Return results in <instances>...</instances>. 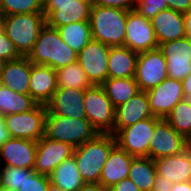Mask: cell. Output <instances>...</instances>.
Returning <instances> with one entry per match:
<instances>
[{
  "instance_id": "6da1fadb",
  "label": "cell",
  "mask_w": 191,
  "mask_h": 191,
  "mask_svg": "<svg viewBox=\"0 0 191 191\" xmlns=\"http://www.w3.org/2000/svg\"><path fill=\"white\" fill-rule=\"evenodd\" d=\"M115 145L114 135L98 133L93 139L74 149L73 157L84 183H99L103 165Z\"/></svg>"
},
{
  "instance_id": "7a4b0ae2",
  "label": "cell",
  "mask_w": 191,
  "mask_h": 191,
  "mask_svg": "<svg viewBox=\"0 0 191 191\" xmlns=\"http://www.w3.org/2000/svg\"><path fill=\"white\" fill-rule=\"evenodd\" d=\"M77 57L78 54L61 39L59 31L47 24L27 56L34 65H47L55 70L77 61Z\"/></svg>"
},
{
  "instance_id": "3957f363",
  "label": "cell",
  "mask_w": 191,
  "mask_h": 191,
  "mask_svg": "<svg viewBox=\"0 0 191 191\" xmlns=\"http://www.w3.org/2000/svg\"><path fill=\"white\" fill-rule=\"evenodd\" d=\"M128 11L92 5L89 23L92 39L109 47L124 46Z\"/></svg>"
},
{
  "instance_id": "277c9868",
  "label": "cell",
  "mask_w": 191,
  "mask_h": 191,
  "mask_svg": "<svg viewBox=\"0 0 191 191\" xmlns=\"http://www.w3.org/2000/svg\"><path fill=\"white\" fill-rule=\"evenodd\" d=\"M45 25L46 17L43 13L0 16V27L21 56L29 55Z\"/></svg>"
},
{
  "instance_id": "5b68a950",
  "label": "cell",
  "mask_w": 191,
  "mask_h": 191,
  "mask_svg": "<svg viewBox=\"0 0 191 191\" xmlns=\"http://www.w3.org/2000/svg\"><path fill=\"white\" fill-rule=\"evenodd\" d=\"M98 134L88 119L69 118L52 114L45 117V137L72 145L74 148L93 139Z\"/></svg>"
},
{
  "instance_id": "8992f818",
  "label": "cell",
  "mask_w": 191,
  "mask_h": 191,
  "mask_svg": "<svg viewBox=\"0 0 191 191\" xmlns=\"http://www.w3.org/2000/svg\"><path fill=\"white\" fill-rule=\"evenodd\" d=\"M86 118L98 133H111L115 124V108L101 85L85 90L83 98Z\"/></svg>"
},
{
  "instance_id": "52a82bcc",
  "label": "cell",
  "mask_w": 191,
  "mask_h": 191,
  "mask_svg": "<svg viewBox=\"0 0 191 191\" xmlns=\"http://www.w3.org/2000/svg\"><path fill=\"white\" fill-rule=\"evenodd\" d=\"M47 106L37 104L25 113L5 115L7 129L12 138L38 141L45 135V117Z\"/></svg>"
},
{
  "instance_id": "ba28073f",
  "label": "cell",
  "mask_w": 191,
  "mask_h": 191,
  "mask_svg": "<svg viewBox=\"0 0 191 191\" xmlns=\"http://www.w3.org/2000/svg\"><path fill=\"white\" fill-rule=\"evenodd\" d=\"M154 126L155 117H151L123 128L114 135L116 144L133 157H149Z\"/></svg>"
},
{
  "instance_id": "9c48e42d",
  "label": "cell",
  "mask_w": 191,
  "mask_h": 191,
  "mask_svg": "<svg viewBox=\"0 0 191 191\" xmlns=\"http://www.w3.org/2000/svg\"><path fill=\"white\" fill-rule=\"evenodd\" d=\"M189 141L179 134L166 119L155 117L154 132L149 145V158L153 160L182 153Z\"/></svg>"
},
{
  "instance_id": "30bf717a",
  "label": "cell",
  "mask_w": 191,
  "mask_h": 191,
  "mask_svg": "<svg viewBox=\"0 0 191 191\" xmlns=\"http://www.w3.org/2000/svg\"><path fill=\"white\" fill-rule=\"evenodd\" d=\"M167 77V63L158 48L138 53L134 79L140 91L153 89Z\"/></svg>"
},
{
  "instance_id": "8fae6325",
  "label": "cell",
  "mask_w": 191,
  "mask_h": 191,
  "mask_svg": "<svg viewBox=\"0 0 191 191\" xmlns=\"http://www.w3.org/2000/svg\"><path fill=\"white\" fill-rule=\"evenodd\" d=\"M110 47L91 39L78 53L77 61L92 85H102L108 79Z\"/></svg>"
},
{
  "instance_id": "7c38bea8",
  "label": "cell",
  "mask_w": 191,
  "mask_h": 191,
  "mask_svg": "<svg viewBox=\"0 0 191 191\" xmlns=\"http://www.w3.org/2000/svg\"><path fill=\"white\" fill-rule=\"evenodd\" d=\"M158 45L150 20L135 9L129 10L124 46L136 53H142L157 49Z\"/></svg>"
},
{
  "instance_id": "4fadbf2b",
  "label": "cell",
  "mask_w": 191,
  "mask_h": 191,
  "mask_svg": "<svg viewBox=\"0 0 191 191\" xmlns=\"http://www.w3.org/2000/svg\"><path fill=\"white\" fill-rule=\"evenodd\" d=\"M167 63L168 78L182 81L191 73V39L187 36L158 45Z\"/></svg>"
},
{
  "instance_id": "5bb4252c",
  "label": "cell",
  "mask_w": 191,
  "mask_h": 191,
  "mask_svg": "<svg viewBox=\"0 0 191 191\" xmlns=\"http://www.w3.org/2000/svg\"><path fill=\"white\" fill-rule=\"evenodd\" d=\"M150 110L157 118L165 119L173 107L185 99L182 81L166 78L158 86L146 92Z\"/></svg>"
},
{
  "instance_id": "9a60e30c",
  "label": "cell",
  "mask_w": 191,
  "mask_h": 191,
  "mask_svg": "<svg viewBox=\"0 0 191 191\" xmlns=\"http://www.w3.org/2000/svg\"><path fill=\"white\" fill-rule=\"evenodd\" d=\"M74 147L68 143L53 141L45 136L37 141L34 171L49 176L64 160L73 156Z\"/></svg>"
},
{
  "instance_id": "2e32d148",
  "label": "cell",
  "mask_w": 191,
  "mask_h": 191,
  "mask_svg": "<svg viewBox=\"0 0 191 191\" xmlns=\"http://www.w3.org/2000/svg\"><path fill=\"white\" fill-rule=\"evenodd\" d=\"M92 0H80V3L43 4L46 24L57 29L74 22L89 21Z\"/></svg>"
},
{
  "instance_id": "e0dca14e",
  "label": "cell",
  "mask_w": 191,
  "mask_h": 191,
  "mask_svg": "<svg viewBox=\"0 0 191 191\" xmlns=\"http://www.w3.org/2000/svg\"><path fill=\"white\" fill-rule=\"evenodd\" d=\"M36 151V141L11 137L0 147V165L34 169Z\"/></svg>"
},
{
  "instance_id": "ac0fdd59",
  "label": "cell",
  "mask_w": 191,
  "mask_h": 191,
  "mask_svg": "<svg viewBox=\"0 0 191 191\" xmlns=\"http://www.w3.org/2000/svg\"><path fill=\"white\" fill-rule=\"evenodd\" d=\"M114 129L110 133L115 135L119 130L132 126L138 121L155 117L150 110L148 96L145 91H140L126 103L115 108Z\"/></svg>"
},
{
  "instance_id": "d6986e66",
  "label": "cell",
  "mask_w": 191,
  "mask_h": 191,
  "mask_svg": "<svg viewBox=\"0 0 191 191\" xmlns=\"http://www.w3.org/2000/svg\"><path fill=\"white\" fill-rule=\"evenodd\" d=\"M85 90L72 88H57L51 101L46 105L47 109L54 115L87 119L83 98Z\"/></svg>"
},
{
  "instance_id": "ffe728a7",
  "label": "cell",
  "mask_w": 191,
  "mask_h": 191,
  "mask_svg": "<svg viewBox=\"0 0 191 191\" xmlns=\"http://www.w3.org/2000/svg\"><path fill=\"white\" fill-rule=\"evenodd\" d=\"M32 63L27 56L3 62L0 84L20 94L29 95Z\"/></svg>"
},
{
  "instance_id": "44dd1931",
  "label": "cell",
  "mask_w": 191,
  "mask_h": 191,
  "mask_svg": "<svg viewBox=\"0 0 191 191\" xmlns=\"http://www.w3.org/2000/svg\"><path fill=\"white\" fill-rule=\"evenodd\" d=\"M156 174L173 184L191 181V146L180 154L154 160Z\"/></svg>"
},
{
  "instance_id": "7402d4cb",
  "label": "cell",
  "mask_w": 191,
  "mask_h": 191,
  "mask_svg": "<svg viewBox=\"0 0 191 191\" xmlns=\"http://www.w3.org/2000/svg\"><path fill=\"white\" fill-rule=\"evenodd\" d=\"M150 22L158 44L186 36L183 13L167 8L160 11Z\"/></svg>"
},
{
  "instance_id": "603a6c76",
  "label": "cell",
  "mask_w": 191,
  "mask_h": 191,
  "mask_svg": "<svg viewBox=\"0 0 191 191\" xmlns=\"http://www.w3.org/2000/svg\"><path fill=\"white\" fill-rule=\"evenodd\" d=\"M57 90L56 70L47 65H34L29 84V95L41 105H47Z\"/></svg>"
},
{
  "instance_id": "cb8c5ba5",
  "label": "cell",
  "mask_w": 191,
  "mask_h": 191,
  "mask_svg": "<svg viewBox=\"0 0 191 191\" xmlns=\"http://www.w3.org/2000/svg\"><path fill=\"white\" fill-rule=\"evenodd\" d=\"M134 157L117 144L111 149L101 170L99 183L107 190L119 181L128 178L129 168Z\"/></svg>"
},
{
  "instance_id": "d4e9b609",
  "label": "cell",
  "mask_w": 191,
  "mask_h": 191,
  "mask_svg": "<svg viewBox=\"0 0 191 191\" xmlns=\"http://www.w3.org/2000/svg\"><path fill=\"white\" fill-rule=\"evenodd\" d=\"M138 53L126 46L110 47L108 55V79L134 78Z\"/></svg>"
},
{
  "instance_id": "484cf974",
  "label": "cell",
  "mask_w": 191,
  "mask_h": 191,
  "mask_svg": "<svg viewBox=\"0 0 191 191\" xmlns=\"http://www.w3.org/2000/svg\"><path fill=\"white\" fill-rule=\"evenodd\" d=\"M49 179L52 185L63 191H78L84 184L73 156L57 166L49 175Z\"/></svg>"
},
{
  "instance_id": "4316f807",
  "label": "cell",
  "mask_w": 191,
  "mask_h": 191,
  "mask_svg": "<svg viewBox=\"0 0 191 191\" xmlns=\"http://www.w3.org/2000/svg\"><path fill=\"white\" fill-rule=\"evenodd\" d=\"M154 160L149 157H134L130 164L128 178L140 191H153L156 177Z\"/></svg>"
},
{
  "instance_id": "83f0119b",
  "label": "cell",
  "mask_w": 191,
  "mask_h": 191,
  "mask_svg": "<svg viewBox=\"0 0 191 191\" xmlns=\"http://www.w3.org/2000/svg\"><path fill=\"white\" fill-rule=\"evenodd\" d=\"M114 108L126 103L140 92L134 78H110L101 85Z\"/></svg>"
},
{
  "instance_id": "f1b7e54d",
  "label": "cell",
  "mask_w": 191,
  "mask_h": 191,
  "mask_svg": "<svg viewBox=\"0 0 191 191\" xmlns=\"http://www.w3.org/2000/svg\"><path fill=\"white\" fill-rule=\"evenodd\" d=\"M37 103L30 95L20 94L0 84V114L9 115L25 113L33 109Z\"/></svg>"
},
{
  "instance_id": "f546056e",
  "label": "cell",
  "mask_w": 191,
  "mask_h": 191,
  "mask_svg": "<svg viewBox=\"0 0 191 191\" xmlns=\"http://www.w3.org/2000/svg\"><path fill=\"white\" fill-rule=\"evenodd\" d=\"M61 39L77 54L92 39L89 21L74 22L57 28Z\"/></svg>"
},
{
  "instance_id": "4dcf8cb0",
  "label": "cell",
  "mask_w": 191,
  "mask_h": 191,
  "mask_svg": "<svg viewBox=\"0 0 191 191\" xmlns=\"http://www.w3.org/2000/svg\"><path fill=\"white\" fill-rule=\"evenodd\" d=\"M56 78L57 88L86 90L92 86L78 61L57 69Z\"/></svg>"
},
{
  "instance_id": "1f68e13d",
  "label": "cell",
  "mask_w": 191,
  "mask_h": 191,
  "mask_svg": "<svg viewBox=\"0 0 191 191\" xmlns=\"http://www.w3.org/2000/svg\"><path fill=\"white\" fill-rule=\"evenodd\" d=\"M165 119L179 134L191 140V100L178 102Z\"/></svg>"
},
{
  "instance_id": "d6a6232c",
  "label": "cell",
  "mask_w": 191,
  "mask_h": 191,
  "mask_svg": "<svg viewBox=\"0 0 191 191\" xmlns=\"http://www.w3.org/2000/svg\"><path fill=\"white\" fill-rule=\"evenodd\" d=\"M43 13V0H0V16Z\"/></svg>"
},
{
  "instance_id": "836d02e7",
  "label": "cell",
  "mask_w": 191,
  "mask_h": 191,
  "mask_svg": "<svg viewBox=\"0 0 191 191\" xmlns=\"http://www.w3.org/2000/svg\"><path fill=\"white\" fill-rule=\"evenodd\" d=\"M25 182V168L0 165V187L17 191Z\"/></svg>"
},
{
  "instance_id": "e575fe53",
  "label": "cell",
  "mask_w": 191,
  "mask_h": 191,
  "mask_svg": "<svg viewBox=\"0 0 191 191\" xmlns=\"http://www.w3.org/2000/svg\"><path fill=\"white\" fill-rule=\"evenodd\" d=\"M49 184V176L25 168V182L17 191H48Z\"/></svg>"
},
{
  "instance_id": "d590c367",
  "label": "cell",
  "mask_w": 191,
  "mask_h": 191,
  "mask_svg": "<svg viewBox=\"0 0 191 191\" xmlns=\"http://www.w3.org/2000/svg\"><path fill=\"white\" fill-rule=\"evenodd\" d=\"M164 0H136L135 10L139 12L146 19L151 20L160 11L167 9Z\"/></svg>"
},
{
  "instance_id": "8d00e7d4",
  "label": "cell",
  "mask_w": 191,
  "mask_h": 191,
  "mask_svg": "<svg viewBox=\"0 0 191 191\" xmlns=\"http://www.w3.org/2000/svg\"><path fill=\"white\" fill-rule=\"evenodd\" d=\"M21 55L15 48L14 43L7 37L0 27V61L6 62L20 58Z\"/></svg>"
},
{
  "instance_id": "74e56055",
  "label": "cell",
  "mask_w": 191,
  "mask_h": 191,
  "mask_svg": "<svg viewBox=\"0 0 191 191\" xmlns=\"http://www.w3.org/2000/svg\"><path fill=\"white\" fill-rule=\"evenodd\" d=\"M92 5L120 8L126 11L136 7V0H92Z\"/></svg>"
},
{
  "instance_id": "f35d334b",
  "label": "cell",
  "mask_w": 191,
  "mask_h": 191,
  "mask_svg": "<svg viewBox=\"0 0 191 191\" xmlns=\"http://www.w3.org/2000/svg\"><path fill=\"white\" fill-rule=\"evenodd\" d=\"M169 9L180 13H187L191 10V0H164Z\"/></svg>"
},
{
  "instance_id": "ab89813d",
  "label": "cell",
  "mask_w": 191,
  "mask_h": 191,
  "mask_svg": "<svg viewBox=\"0 0 191 191\" xmlns=\"http://www.w3.org/2000/svg\"><path fill=\"white\" fill-rule=\"evenodd\" d=\"M108 191H140L137 185L129 178L119 181L114 186L110 187Z\"/></svg>"
},
{
  "instance_id": "60d3db41",
  "label": "cell",
  "mask_w": 191,
  "mask_h": 191,
  "mask_svg": "<svg viewBox=\"0 0 191 191\" xmlns=\"http://www.w3.org/2000/svg\"><path fill=\"white\" fill-rule=\"evenodd\" d=\"M173 185V182L165 180L164 176L156 175L153 191H171Z\"/></svg>"
},
{
  "instance_id": "b9f144b4",
  "label": "cell",
  "mask_w": 191,
  "mask_h": 191,
  "mask_svg": "<svg viewBox=\"0 0 191 191\" xmlns=\"http://www.w3.org/2000/svg\"><path fill=\"white\" fill-rule=\"evenodd\" d=\"M10 138L11 135L7 129L4 115L0 114V147Z\"/></svg>"
},
{
  "instance_id": "7bdbcfd3",
  "label": "cell",
  "mask_w": 191,
  "mask_h": 191,
  "mask_svg": "<svg viewBox=\"0 0 191 191\" xmlns=\"http://www.w3.org/2000/svg\"><path fill=\"white\" fill-rule=\"evenodd\" d=\"M78 191H108L100 183H84Z\"/></svg>"
},
{
  "instance_id": "ee69618b",
  "label": "cell",
  "mask_w": 191,
  "mask_h": 191,
  "mask_svg": "<svg viewBox=\"0 0 191 191\" xmlns=\"http://www.w3.org/2000/svg\"><path fill=\"white\" fill-rule=\"evenodd\" d=\"M185 99L191 100V73L182 80Z\"/></svg>"
},
{
  "instance_id": "f6af8a7d",
  "label": "cell",
  "mask_w": 191,
  "mask_h": 191,
  "mask_svg": "<svg viewBox=\"0 0 191 191\" xmlns=\"http://www.w3.org/2000/svg\"><path fill=\"white\" fill-rule=\"evenodd\" d=\"M171 191H191V181L176 183L172 186Z\"/></svg>"
},
{
  "instance_id": "bcb514c9",
  "label": "cell",
  "mask_w": 191,
  "mask_h": 191,
  "mask_svg": "<svg viewBox=\"0 0 191 191\" xmlns=\"http://www.w3.org/2000/svg\"><path fill=\"white\" fill-rule=\"evenodd\" d=\"M186 36L191 39V10L184 13Z\"/></svg>"
},
{
  "instance_id": "7dc6e473",
  "label": "cell",
  "mask_w": 191,
  "mask_h": 191,
  "mask_svg": "<svg viewBox=\"0 0 191 191\" xmlns=\"http://www.w3.org/2000/svg\"><path fill=\"white\" fill-rule=\"evenodd\" d=\"M80 3V0H43V4Z\"/></svg>"
},
{
  "instance_id": "c3c4849f",
  "label": "cell",
  "mask_w": 191,
  "mask_h": 191,
  "mask_svg": "<svg viewBox=\"0 0 191 191\" xmlns=\"http://www.w3.org/2000/svg\"><path fill=\"white\" fill-rule=\"evenodd\" d=\"M48 191H63L61 188L55 186V185H52L51 183L49 184V188H48Z\"/></svg>"
},
{
  "instance_id": "681fc988",
  "label": "cell",
  "mask_w": 191,
  "mask_h": 191,
  "mask_svg": "<svg viewBox=\"0 0 191 191\" xmlns=\"http://www.w3.org/2000/svg\"><path fill=\"white\" fill-rule=\"evenodd\" d=\"M0 191H13V190L5 189V188H3V187H0Z\"/></svg>"
},
{
  "instance_id": "f907efd6",
  "label": "cell",
  "mask_w": 191,
  "mask_h": 191,
  "mask_svg": "<svg viewBox=\"0 0 191 191\" xmlns=\"http://www.w3.org/2000/svg\"><path fill=\"white\" fill-rule=\"evenodd\" d=\"M2 64H3V62H2V61H0V71H1Z\"/></svg>"
}]
</instances>
